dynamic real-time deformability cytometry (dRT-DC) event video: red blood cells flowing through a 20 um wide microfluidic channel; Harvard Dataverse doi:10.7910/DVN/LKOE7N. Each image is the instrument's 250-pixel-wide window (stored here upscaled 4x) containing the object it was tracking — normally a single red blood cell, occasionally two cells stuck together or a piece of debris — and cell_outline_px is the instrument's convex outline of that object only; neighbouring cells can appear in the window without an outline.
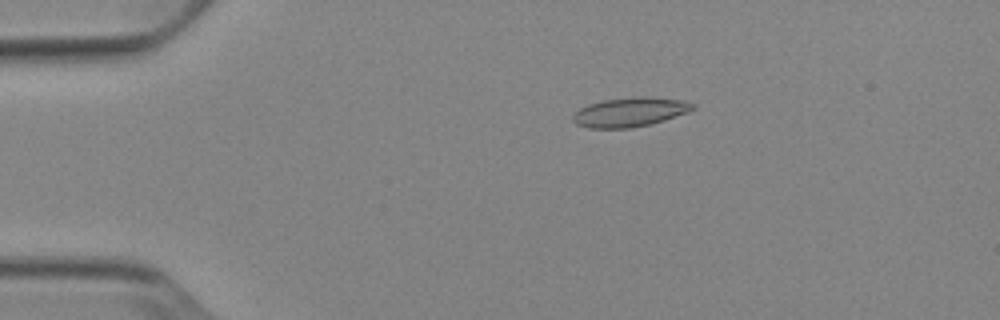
{"species": "Egyptian fruit bat (a non-hibernating species)", "species_latin": "Rousettus aegyptiacus", "temperature_condition": "cold", "stored_images_in_passage": 53, "camera_frame_rate_fps": 3000, "um_per_image_px": 0.085, "animal": {"sex": "female"}, "frame": {"image": 1, "passage_image": 11, "time_ms": 3.333, "image_size_px": [1000, 320], "cell_outline_px": [[696, 108], [688, 112], [652, 124], [628, 128], [588, 128], [576, 124], [572, 120], [572, 116], [580, 108], [588, 104], [604, 100], [636, 96], [648, 96], [680, 100], [696, 104]], "centroid_in_image_um": [53.55, 9.52], "position_along_channel_um": 31.5, "area_um2": 20.52}}
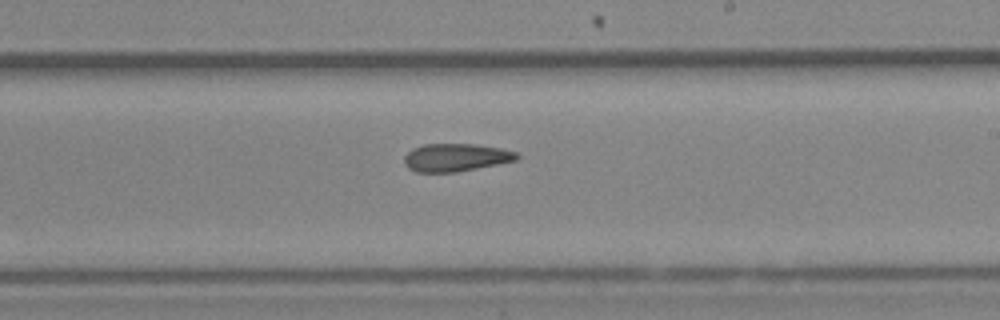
{"frame": {"image": 2, "passage_image": 32, "time_ms": 10.333, "image_size_px": [1000, 320], "cell_outline_px": [[520, 156], [516, 160], [456, 172], [416, 172], [408, 168], [404, 164], [404, 156], [412, 148], [424, 144], [476, 144], [500, 148], [516, 152]], "centroid_in_image_um": [38.7, 13.38], "position_along_channel_um": 250.3, "area_um2": 18.21}}
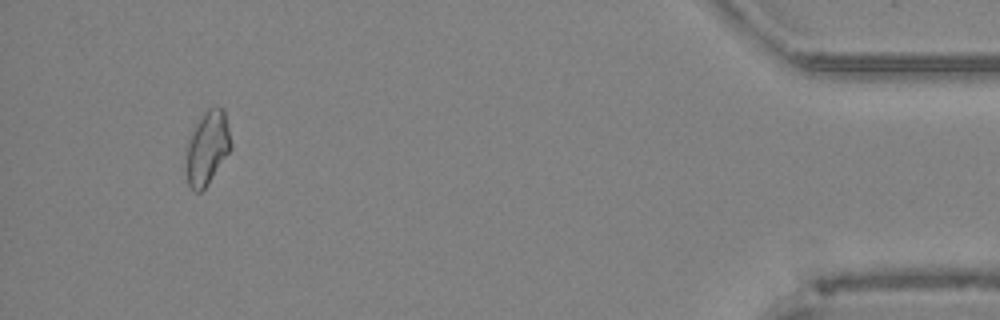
{"frame": {"image": 3, "passage_image": 50, "time_ms": 16.333, "image_size_px": [1000, 320], "cell_outline_px": [[232, 148], [208, 184], [200, 192], [196, 192], [188, 184], [188, 136], [204, 112], [208, 108], [224, 108], [232, 144]], "centroid_in_image_um": [17.66, 12.54], "position_along_channel_um": 417.5, "area_um2": 18.79}, "authors_computed_cell_mechanics": {"area_um2": 18.9006, "velocity_mm_per_s": 3.8993, "shape_relaxation_time_tau1_ms": null, "shape_relaxation_time_tau2_ms": 3.3607, "deformation_change_tau1": null, "deformation_change_tau2": 0.1151}}